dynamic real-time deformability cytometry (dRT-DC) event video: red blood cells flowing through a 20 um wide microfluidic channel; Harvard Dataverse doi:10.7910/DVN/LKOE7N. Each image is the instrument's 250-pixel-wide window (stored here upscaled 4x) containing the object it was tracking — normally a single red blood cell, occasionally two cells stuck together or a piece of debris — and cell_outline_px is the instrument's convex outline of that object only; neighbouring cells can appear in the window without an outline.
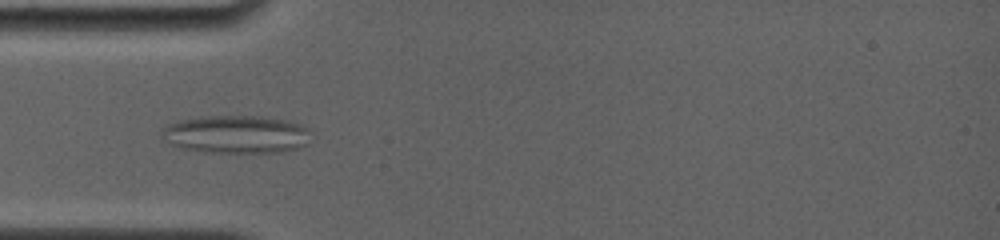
{"species": "common noctule bat (a hibernating species)", "species_latin": "Nyctalus noctula", "temperature_condition": "room temperature", "stored_images_in_passage": 49, "camera_frame_rate_fps": 4000, "um_per_image_px": 0.085, "animal": {"sex": "female", "body_mass_g": 19.0, "forearm_length_mm": 56.7}, "frame": {"image": 1, "passage_image": 15, "time_ms": 5.25, "image_size_px": [1000, 240], "cell_outline_px": [[308, 144], [296, 148], [280, 152], [204, 152], [180, 148], [172, 144], [160, 136], [160, 132], [168, 124], [180, 120], [200, 116], [256, 116], [292, 120], [308, 128]], "centroid_in_image_um": [20.06, 11.41], "position_along_channel_um": 64.9, "area_um2": 33.06}}
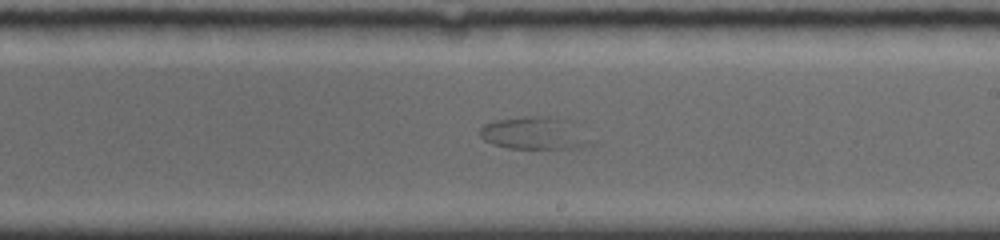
{"frame": {"image": 2, "passage_image": 28, "time_ms": 10.25, "image_size_px": [1000, 240], "cell_outline_px": [[596, 140], [592, 144], [576, 148], [508, 148], [492, 144], [484, 140], [480, 136], [480, 128], [484, 124], [496, 120], [520, 116], [548, 116]], "centroid_in_image_um": [45.31, 11.35], "position_along_channel_um": 243.7, "area_um2": 20.23}}
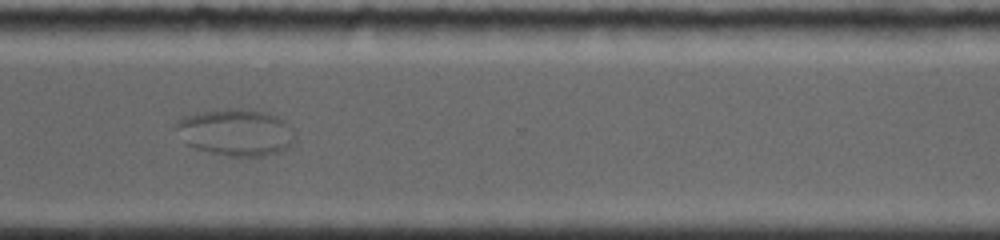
{"frame": {"image": 3, "passage_image": 36, "time_ms": 13.25, "image_size_px": [1000, 240], "cell_outline_px": [[296, 140], [292, 144], [276, 152], [264, 156], [228, 156], [196, 148], [188, 144], [176, 128], [176, 124], [184, 116], [200, 112], [232, 108], [236, 108], [264, 112], [276, 116], [284, 120], [296, 132]], "centroid_in_image_um": [20.11, 11.24], "position_along_channel_um": 350.5, "area_um2": 31.96}}